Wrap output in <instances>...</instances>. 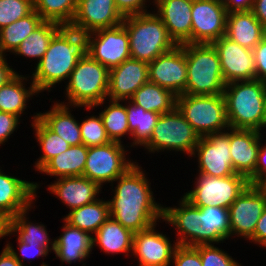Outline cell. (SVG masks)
Masks as SVG:
<instances>
[{"mask_svg": "<svg viewBox=\"0 0 266 266\" xmlns=\"http://www.w3.org/2000/svg\"><path fill=\"white\" fill-rule=\"evenodd\" d=\"M138 164L115 181L118 185L109 203L110 217L132 233L145 230L163 219V207L154 201L148 179Z\"/></svg>", "mask_w": 266, "mask_h": 266, "instance_id": "obj_1", "label": "cell"}, {"mask_svg": "<svg viewBox=\"0 0 266 266\" xmlns=\"http://www.w3.org/2000/svg\"><path fill=\"white\" fill-rule=\"evenodd\" d=\"M181 200L177 208L163 206V220L178 230V245L215 244L229 238V209L195 207L184 197Z\"/></svg>", "mask_w": 266, "mask_h": 266, "instance_id": "obj_2", "label": "cell"}, {"mask_svg": "<svg viewBox=\"0 0 266 266\" xmlns=\"http://www.w3.org/2000/svg\"><path fill=\"white\" fill-rule=\"evenodd\" d=\"M88 54V33L63 26L51 39L48 49L33 72L32 82L38 92L50 90L69 79L79 59Z\"/></svg>", "mask_w": 266, "mask_h": 266, "instance_id": "obj_3", "label": "cell"}, {"mask_svg": "<svg viewBox=\"0 0 266 266\" xmlns=\"http://www.w3.org/2000/svg\"><path fill=\"white\" fill-rule=\"evenodd\" d=\"M265 82L258 79L226 84L224 98L230 128L261 131L266 127Z\"/></svg>", "mask_w": 266, "mask_h": 266, "instance_id": "obj_4", "label": "cell"}, {"mask_svg": "<svg viewBox=\"0 0 266 266\" xmlns=\"http://www.w3.org/2000/svg\"><path fill=\"white\" fill-rule=\"evenodd\" d=\"M122 24L129 36L132 59L150 63L177 46L155 13L127 16L124 17Z\"/></svg>", "mask_w": 266, "mask_h": 266, "instance_id": "obj_5", "label": "cell"}, {"mask_svg": "<svg viewBox=\"0 0 266 266\" xmlns=\"http://www.w3.org/2000/svg\"><path fill=\"white\" fill-rule=\"evenodd\" d=\"M186 54V94H223L226 83L223 79L218 53L212 44H182Z\"/></svg>", "mask_w": 266, "mask_h": 266, "instance_id": "obj_6", "label": "cell"}, {"mask_svg": "<svg viewBox=\"0 0 266 266\" xmlns=\"http://www.w3.org/2000/svg\"><path fill=\"white\" fill-rule=\"evenodd\" d=\"M66 85L70 106L93 107L103 105L109 89V70L89 54L79 59Z\"/></svg>", "mask_w": 266, "mask_h": 266, "instance_id": "obj_7", "label": "cell"}, {"mask_svg": "<svg viewBox=\"0 0 266 266\" xmlns=\"http://www.w3.org/2000/svg\"><path fill=\"white\" fill-rule=\"evenodd\" d=\"M176 108L200 137L230 128L223 94H181L176 96Z\"/></svg>", "mask_w": 266, "mask_h": 266, "instance_id": "obj_8", "label": "cell"}, {"mask_svg": "<svg viewBox=\"0 0 266 266\" xmlns=\"http://www.w3.org/2000/svg\"><path fill=\"white\" fill-rule=\"evenodd\" d=\"M200 136L175 107L161 114L149 141L144 145L149 152L159 150L183 151L192 156Z\"/></svg>", "mask_w": 266, "mask_h": 266, "instance_id": "obj_9", "label": "cell"}, {"mask_svg": "<svg viewBox=\"0 0 266 266\" xmlns=\"http://www.w3.org/2000/svg\"><path fill=\"white\" fill-rule=\"evenodd\" d=\"M195 179L194 190L183 196L195 207L214 206L229 209L233 201L250 184L245 176L237 173L225 177L199 174Z\"/></svg>", "mask_w": 266, "mask_h": 266, "instance_id": "obj_10", "label": "cell"}, {"mask_svg": "<svg viewBox=\"0 0 266 266\" xmlns=\"http://www.w3.org/2000/svg\"><path fill=\"white\" fill-rule=\"evenodd\" d=\"M122 143L109 142L104 145L89 147L83 176L97 183H113L136 162L126 160V151Z\"/></svg>", "mask_w": 266, "mask_h": 266, "instance_id": "obj_11", "label": "cell"}, {"mask_svg": "<svg viewBox=\"0 0 266 266\" xmlns=\"http://www.w3.org/2000/svg\"><path fill=\"white\" fill-rule=\"evenodd\" d=\"M88 54L108 70L130 59L129 36L124 25L88 33Z\"/></svg>", "mask_w": 266, "mask_h": 266, "instance_id": "obj_12", "label": "cell"}, {"mask_svg": "<svg viewBox=\"0 0 266 266\" xmlns=\"http://www.w3.org/2000/svg\"><path fill=\"white\" fill-rule=\"evenodd\" d=\"M191 18V44H212L226 34L222 0H193Z\"/></svg>", "mask_w": 266, "mask_h": 266, "instance_id": "obj_13", "label": "cell"}, {"mask_svg": "<svg viewBox=\"0 0 266 266\" xmlns=\"http://www.w3.org/2000/svg\"><path fill=\"white\" fill-rule=\"evenodd\" d=\"M196 154L199 174L212 177H225L236 174L230 154L229 131L200 137L192 155L195 156Z\"/></svg>", "mask_w": 266, "mask_h": 266, "instance_id": "obj_14", "label": "cell"}, {"mask_svg": "<svg viewBox=\"0 0 266 266\" xmlns=\"http://www.w3.org/2000/svg\"><path fill=\"white\" fill-rule=\"evenodd\" d=\"M266 205V191L249 184L229 206L230 237L237 234L249 239Z\"/></svg>", "mask_w": 266, "mask_h": 266, "instance_id": "obj_15", "label": "cell"}, {"mask_svg": "<svg viewBox=\"0 0 266 266\" xmlns=\"http://www.w3.org/2000/svg\"><path fill=\"white\" fill-rule=\"evenodd\" d=\"M149 81L170 90L175 96L186 94V54L181 45L175 46L148 63Z\"/></svg>", "mask_w": 266, "mask_h": 266, "instance_id": "obj_16", "label": "cell"}, {"mask_svg": "<svg viewBox=\"0 0 266 266\" xmlns=\"http://www.w3.org/2000/svg\"><path fill=\"white\" fill-rule=\"evenodd\" d=\"M212 45L218 53L226 84L256 79L253 50L242 47L225 35L213 42Z\"/></svg>", "mask_w": 266, "mask_h": 266, "instance_id": "obj_17", "label": "cell"}, {"mask_svg": "<svg viewBox=\"0 0 266 266\" xmlns=\"http://www.w3.org/2000/svg\"><path fill=\"white\" fill-rule=\"evenodd\" d=\"M123 20L114 0H78L76 13L68 27L78 32L91 33L119 26Z\"/></svg>", "mask_w": 266, "mask_h": 266, "instance_id": "obj_18", "label": "cell"}, {"mask_svg": "<svg viewBox=\"0 0 266 266\" xmlns=\"http://www.w3.org/2000/svg\"><path fill=\"white\" fill-rule=\"evenodd\" d=\"M230 130V154L235 173L245 176L255 185V169L262 133L253 129Z\"/></svg>", "mask_w": 266, "mask_h": 266, "instance_id": "obj_19", "label": "cell"}, {"mask_svg": "<svg viewBox=\"0 0 266 266\" xmlns=\"http://www.w3.org/2000/svg\"><path fill=\"white\" fill-rule=\"evenodd\" d=\"M156 225L133 234L132 253L139 266H169L177 243L173 246L166 235L155 231Z\"/></svg>", "mask_w": 266, "mask_h": 266, "instance_id": "obj_20", "label": "cell"}, {"mask_svg": "<svg viewBox=\"0 0 266 266\" xmlns=\"http://www.w3.org/2000/svg\"><path fill=\"white\" fill-rule=\"evenodd\" d=\"M149 81L148 63L136 59H127L109 70V100H130L134 93Z\"/></svg>", "mask_w": 266, "mask_h": 266, "instance_id": "obj_21", "label": "cell"}, {"mask_svg": "<svg viewBox=\"0 0 266 266\" xmlns=\"http://www.w3.org/2000/svg\"><path fill=\"white\" fill-rule=\"evenodd\" d=\"M156 15L167 28L169 36L177 45L191 44L193 0H156Z\"/></svg>", "mask_w": 266, "mask_h": 266, "instance_id": "obj_22", "label": "cell"}, {"mask_svg": "<svg viewBox=\"0 0 266 266\" xmlns=\"http://www.w3.org/2000/svg\"><path fill=\"white\" fill-rule=\"evenodd\" d=\"M38 187L37 183L6 175L0 169V213L13 218L31 208Z\"/></svg>", "mask_w": 266, "mask_h": 266, "instance_id": "obj_23", "label": "cell"}, {"mask_svg": "<svg viewBox=\"0 0 266 266\" xmlns=\"http://www.w3.org/2000/svg\"><path fill=\"white\" fill-rule=\"evenodd\" d=\"M55 183L48 185L54 195L70 210L82 207L97 200L101 187L84 176L63 177L56 179Z\"/></svg>", "mask_w": 266, "mask_h": 266, "instance_id": "obj_24", "label": "cell"}, {"mask_svg": "<svg viewBox=\"0 0 266 266\" xmlns=\"http://www.w3.org/2000/svg\"><path fill=\"white\" fill-rule=\"evenodd\" d=\"M264 30L251 10L227 13L225 36L242 47L253 50L264 38Z\"/></svg>", "mask_w": 266, "mask_h": 266, "instance_id": "obj_25", "label": "cell"}, {"mask_svg": "<svg viewBox=\"0 0 266 266\" xmlns=\"http://www.w3.org/2000/svg\"><path fill=\"white\" fill-rule=\"evenodd\" d=\"M63 233L55 241L54 253L62 262L71 264L82 261L90 256L92 249V235L86 231L64 223Z\"/></svg>", "mask_w": 266, "mask_h": 266, "instance_id": "obj_26", "label": "cell"}, {"mask_svg": "<svg viewBox=\"0 0 266 266\" xmlns=\"http://www.w3.org/2000/svg\"><path fill=\"white\" fill-rule=\"evenodd\" d=\"M68 106L64 102L55 103L50 111L38 113V118L71 146L80 145L82 144L80 124L74 119Z\"/></svg>", "mask_w": 266, "mask_h": 266, "instance_id": "obj_27", "label": "cell"}, {"mask_svg": "<svg viewBox=\"0 0 266 266\" xmlns=\"http://www.w3.org/2000/svg\"><path fill=\"white\" fill-rule=\"evenodd\" d=\"M133 234L112 217H109L92 236V246H100L107 254L127 253L132 251ZM96 243V244H95Z\"/></svg>", "mask_w": 266, "mask_h": 266, "instance_id": "obj_28", "label": "cell"}, {"mask_svg": "<svg viewBox=\"0 0 266 266\" xmlns=\"http://www.w3.org/2000/svg\"><path fill=\"white\" fill-rule=\"evenodd\" d=\"M88 148L84 144L70 146L66 151L52 158L39 172L50 176H83Z\"/></svg>", "mask_w": 266, "mask_h": 266, "instance_id": "obj_29", "label": "cell"}, {"mask_svg": "<svg viewBox=\"0 0 266 266\" xmlns=\"http://www.w3.org/2000/svg\"><path fill=\"white\" fill-rule=\"evenodd\" d=\"M110 217L109 203L102 199L72 209L64 218L70 226L95 234L101 225Z\"/></svg>", "mask_w": 266, "mask_h": 266, "instance_id": "obj_30", "label": "cell"}, {"mask_svg": "<svg viewBox=\"0 0 266 266\" xmlns=\"http://www.w3.org/2000/svg\"><path fill=\"white\" fill-rule=\"evenodd\" d=\"M24 76L15 74L0 88V111L11 113L20 118L27 107L30 96L39 93L32 82L28 90L24 85Z\"/></svg>", "mask_w": 266, "mask_h": 266, "instance_id": "obj_31", "label": "cell"}, {"mask_svg": "<svg viewBox=\"0 0 266 266\" xmlns=\"http://www.w3.org/2000/svg\"><path fill=\"white\" fill-rule=\"evenodd\" d=\"M130 101L146 111L158 114L169 113L176 107V96L170 90L150 81L144 83Z\"/></svg>", "mask_w": 266, "mask_h": 266, "instance_id": "obj_32", "label": "cell"}, {"mask_svg": "<svg viewBox=\"0 0 266 266\" xmlns=\"http://www.w3.org/2000/svg\"><path fill=\"white\" fill-rule=\"evenodd\" d=\"M43 22L41 16L33 10L26 17L0 29V55H5L6 52L13 53L21 42Z\"/></svg>", "mask_w": 266, "mask_h": 266, "instance_id": "obj_33", "label": "cell"}, {"mask_svg": "<svg viewBox=\"0 0 266 266\" xmlns=\"http://www.w3.org/2000/svg\"><path fill=\"white\" fill-rule=\"evenodd\" d=\"M62 27L56 22L44 21L21 42L13 53L29 58H37L39 63L46 53L51 39Z\"/></svg>", "mask_w": 266, "mask_h": 266, "instance_id": "obj_34", "label": "cell"}, {"mask_svg": "<svg viewBox=\"0 0 266 266\" xmlns=\"http://www.w3.org/2000/svg\"><path fill=\"white\" fill-rule=\"evenodd\" d=\"M125 106L127 111L128 128L133 137V144L144 146L150 139L153 129L161 114L146 111L131 101Z\"/></svg>", "mask_w": 266, "mask_h": 266, "instance_id": "obj_35", "label": "cell"}, {"mask_svg": "<svg viewBox=\"0 0 266 266\" xmlns=\"http://www.w3.org/2000/svg\"><path fill=\"white\" fill-rule=\"evenodd\" d=\"M32 127L35 129L36 139L43 150L41 157L35 162V167L40 171L52 158L66 151L71 145L62 137L51 131L39 118L38 113L33 116Z\"/></svg>", "mask_w": 266, "mask_h": 266, "instance_id": "obj_36", "label": "cell"}, {"mask_svg": "<svg viewBox=\"0 0 266 266\" xmlns=\"http://www.w3.org/2000/svg\"><path fill=\"white\" fill-rule=\"evenodd\" d=\"M28 210L26 209L22 212L17 213L11 221V231L12 233L17 232L18 238L29 245L33 246H42L45 247L48 251L55 249V241L50 242V238L46 231V228L43 224H32L25 217ZM28 221V222H27ZM51 247H49V244Z\"/></svg>", "mask_w": 266, "mask_h": 266, "instance_id": "obj_37", "label": "cell"}, {"mask_svg": "<svg viewBox=\"0 0 266 266\" xmlns=\"http://www.w3.org/2000/svg\"><path fill=\"white\" fill-rule=\"evenodd\" d=\"M78 0H33L34 10L44 21L69 26L76 13Z\"/></svg>", "mask_w": 266, "mask_h": 266, "instance_id": "obj_38", "label": "cell"}, {"mask_svg": "<svg viewBox=\"0 0 266 266\" xmlns=\"http://www.w3.org/2000/svg\"><path fill=\"white\" fill-rule=\"evenodd\" d=\"M110 105L102 110L99 115L102 118L106 133L112 142L121 143V137L130 134L128 128L126 107L120 101L110 100Z\"/></svg>", "mask_w": 266, "mask_h": 266, "instance_id": "obj_39", "label": "cell"}, {"mask_svg": "<svg viewBox=\"0 0 266 266\" xmlns=\"http://www.w3.org/2000/svg\"><path fill=\"white\" fill-rule=\"evenodd\" d=\"M80 124L82 144L87 148L96 147L111 142L109 139L101 116H89Z\"/></svg>", "mask_w": 266, "mask_h": 266, "instance_id": "obj_40", "label": "cell"}, {"mask_svg": "<svg viewBox=\"0 0 266 266\" xmlns=\"http://www.w3.org/2000/svg\"><path fill=\"white\" fill-rule=\"evenodd\" d=\"M34 10L33 0H0V29Z\"/></svg>", "mask_w": 266, "mask_h": 266, "instance_id": "obj_41", "label": "cell"}, {"mask_svg": "<svg viewBox=\"0 0 266 266\" xmlns=\"http://www.w3.org/2000/svg\"><path fill=\"white\" fill-rule=\"evenodd\" d=\"M200 254L202 266H241L231 256L212 244L194 246Z\"/></svg>", "mask_w": 266, "mask_h": 266, "instance_id": "obj_42", "label": "cell"}, {"mask_svg": "<svg viewBox=\"0 0 266 266\" xmlns=\"http://www.w3.org/2000/svg\"><path fill=\"white\" fill-rule=\"evenodd\" d=\"M173 260L175 266H202L199 251L194 246L177 245Z\"/></svg>", "mask_w": 266, "mask_h": 266, "instance_id": "obj_43", "label": "cell"}, {"mask_svg": "<svg viewBox=\"0 0 266 266\" xmlns=\"http://www.w3.org/2000/svg\"><path fill=\"white\" fill-rule=\"evenodd\" d=\"M117 10L123 17L147 13L146 0H114Z\"/></svg>", "mask_w": 266, "mask_h": 266, "instance_id": "obj_44", "label": "cell"}, {"mask_svg": "<svg viewBox=\"0 0 266 266\" xmlns=\"http://www.w3.org/2000/svg\"><path fill=\"white\" fill-rule=\"evenodd\" d=\"M19 120V117L14 114L0 111V144L6 142L14 133Z\"/></svg>", "mask_w": 266, "mask_h": 266, "instance_id": "obj_45", "label": "cell"}, {"mask_svg": "<svg viewBox=\"0 0 266 266\" xmlns=\"http://www.w3.org/2000/svg\"><path fill=\"white\" fill-rule=\"evenodd\" d=\"M256 64V79L266 82V39L253 49Z\"/></svg>", "mask_w": 266, "mask_h": 266, "instance_id": "obj_46", "label": "cell"}, {"mask_svg": "<svg viewBox=\"0 0 266 266\" xmlns=\"http://www.w3.org/2000/svg\"><path fill=\"white\" fill-rule=\"evenodd\" d=\"M19 251L21 252V258H23V261L26 259H32L36 256H46L48 255L49 251L42 246H33L29 245L27 243L22 242L19 238H17Z\"/></svg>", "mask_w": 266, "mask_h": 266, "instance_id": "obj_47", "label": "cell"}, {"mask_svg": "<svg viewBox=\"0 0 266 266\" xmlns=\"http://www.w3.org/2000/svg\"><path fill=\"white\" fill-rule=\"evenodd\" d=\"M254 243H259L261 246L266 247V205L263 209L262 215L257 221L254 234L249 238Z\"/></svg>", "mask_w": 266, "mask_h": 266, "instance_id": "obj_48", "label": "cell"}, {"mask_svg": "<svg viewBox=\"0 0 266 266\" xmlns=\"http://www.w3.org/2000/svg\"><path fill=\"white\" fill-rule=\"evenodd\" d=\"M261 144L255 169V185H260L266 179V146H261Z\"/></svg>", "mask_w": 266, "mask_h": 266, "instance_id": "obj_49", "label": "cell"}, {"mask_svg": "<svg viewBox=\"0 0 266 266\" xmlns=\"http://www.w3.org/2000/svg\"><path fill=\"white\" fill-rule=\"evenodd\" d=\"M22 260L8 243L0 253V266H23Z\"/></svg>", "mask_w": 266, "mask_h": 266, "instance_id": "obj_50", "label": "cell"}, {"mask_svg": "<svg viewBox=\"0 0 266 266\" xmlns=\"http://www.w3.org/2000/svg\"><path fill=\"white\" fill-rule=\"evenodd\" d=\"M227 13L235 11H250L254 0H222Z\"/></svg>", "mask_w": 266, "mask_h": 266, "instance_id": "obj_51", "label": "cell"}, {"mask_svg": "<svg viewBox=\"0 0 266 266\" xmlns=\"http://www.w3.org/2000/svg\"><path fill=\"white\" fill-rule=\"evenodd\" d=\"M4 57V55H0V88L16 74Z\"/></svg>", "mask_w": 266, "mask_h": 266, "instance_id": "obj_52", "label": "cell"}, {"mask_svg": "<svg viewBox=\"0 0 266 266\" xmlns=\"http://www.w3.org/2000/svg\"><path fill=\"white\" fill-rule=\"evenodd\" d=\"M251 11L266 28V0H254Z\"/></svg>", "mask_w": 266, "mask_h": 266, "instance_id": "obj_53", "label": "cell"}, {"mask_svg": "<svg viewBox=\"0 0 266 266\" xmlns=\"http://www.w3.org/2000/svg\"><path fill=\"white\" fill-rule=\"evenodd\" d=\"M11 221L12 218L9 215L0 213V238L12 234Z\"/></svg>", "mask_w": 266, "mask_h": 266, "instance_id": "obj_54", "label": "cell"}, {"mask_svg": "<svg viewBox=\"0 0 266 266\" xmlns=\"http://www.w3.org/2000/svg\"><path fill=\"white\" fill-rule=\"evenodd\" d=\"M264 105H265V114H266V82H265V89H264Z\"/></svg>", "mask_w": 266, "mask_h": 266, "instance_id": "obj_55", "label": "cell"}, {"mask_svg": "<svg viewBox=\"0 0 266 266\" xmlns=\"http://www.w3.org/2000/svg\"><path fill=\"white\" fill-rule=\"evenodd\" d=\"M260 186L266 191V179L260 184Z\"/></svg>", "mask_w": 266, "mask_h": 266, "instance_id": "obj_56", "label": "cell"}, {"mask_svg": "<svg viewBox=\"0 0 266 266\" xmlns=\"http://www.w3.org/2000/svg\"><path fill=\"white\" fill-rule=\"evenodd\" d=\"M264 38L266 39V28L264 30Z\"/></svg>", "mask_w": 266, "mask_h": 266, "instance_id": "obj_57", "label": "cell"}]
</instances>
